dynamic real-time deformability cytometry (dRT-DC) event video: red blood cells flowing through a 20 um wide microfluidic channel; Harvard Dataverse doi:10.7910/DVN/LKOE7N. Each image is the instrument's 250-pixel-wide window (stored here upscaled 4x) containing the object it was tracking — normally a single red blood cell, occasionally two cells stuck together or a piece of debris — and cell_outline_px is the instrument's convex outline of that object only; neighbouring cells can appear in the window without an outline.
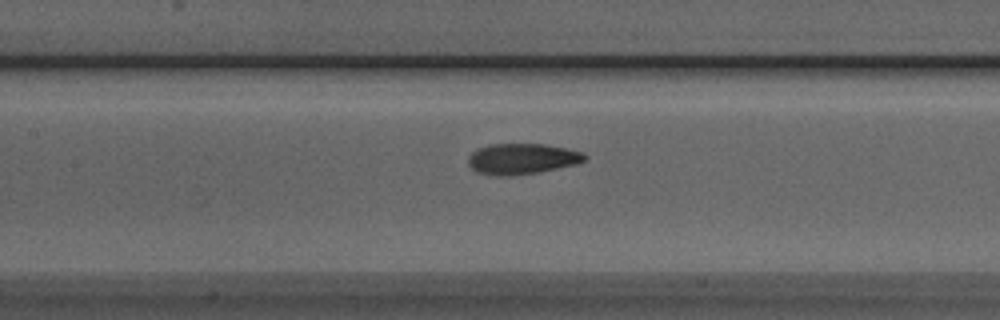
{"species": "Egyptian fruit bat (a non-hibernating species)", "species_latin": "Rousettus aegyptiacus", "temperature_condition": "room temperature", "stored_images_in_passage": 31, "camera_frame_rate_fps": 3000, "um_per_image_px": 0.085, "animal": {"sex": "male"}, "frame": {"image": 1, "passage_image": 12, "time_ms": 3.667, "image_size_px": [1000, 320], "cell_outline_px": [[588, 156], [584, 160], [576, 164], [536, 172], [508, 176], [496, 176], [476, 172], [468, 164], [468, 156], [472, 152], [488, 144], [544, 144], [564, 148], [580, 152]], "centroid_in_image_um": [44.32, 13.5], "position_along_channel_um": 163.1, "area_um2": 20.63}}
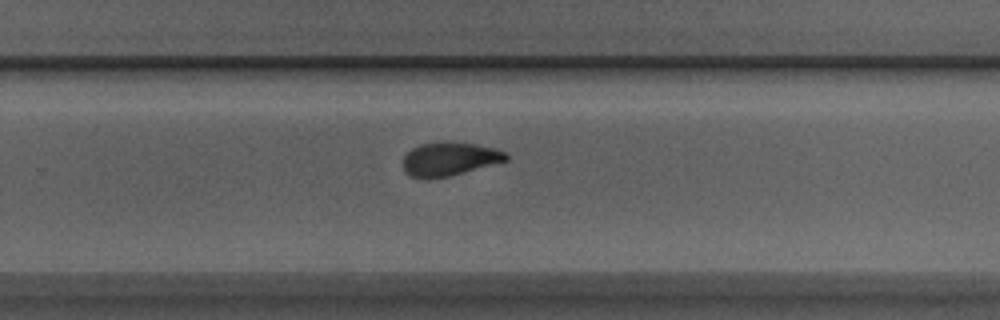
{"frame": {"image": 2, "passage_image": 22, "time_ms": 7.0, "image_size_px": [1000, 320], "cell_outline_px": [[508, 160], [448, 176], [428, 180], [424, 180], [412, 176], [404, 172], [404, 156], [412, 148], [420, 144], [440, 140], [452, 140], [476, 144], [508, 152]], "centroid_in_image_um": [38.18, 13.49], "position_along_channel_um": 291.6, "area_um2": 20.52}}
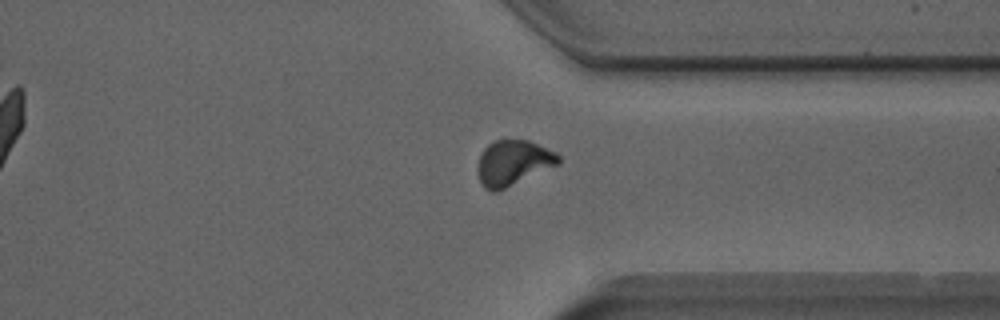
{"frame": {"image": 3, "passage_image": 28, "time_ms": 9.0, "image_size_px": [1000, 320], "cell_outline_px": [[560, 164], [496, 192], [492, 192], [484, 188], [480, 180], [476, 168], [480, 156], [484, 148], [492, 140], [528, 140], [556, 152], [560, 156]], "centroid_in_image_um": [43.61, 13.84], "position_along_channel_um": 367.8, "area_um2": 21.39}}